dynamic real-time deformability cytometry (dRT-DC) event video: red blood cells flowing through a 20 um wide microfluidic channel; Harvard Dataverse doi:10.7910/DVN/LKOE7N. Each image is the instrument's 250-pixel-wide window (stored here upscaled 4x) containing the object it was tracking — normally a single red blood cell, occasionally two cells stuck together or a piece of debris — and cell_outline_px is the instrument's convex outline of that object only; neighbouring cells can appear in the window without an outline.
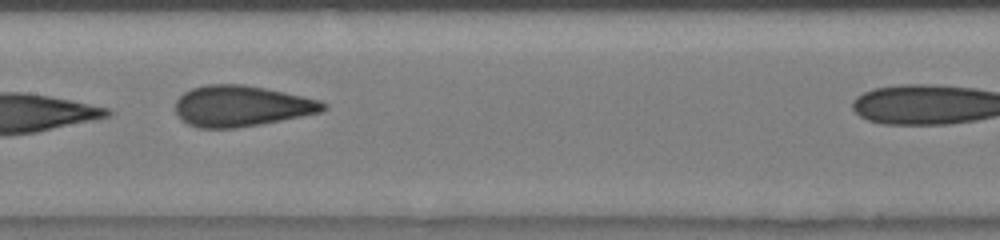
{"species": "human", "species_latin": "Homo sapiens", "temperature_condition": "room temperature", "stored_images_in_passage": 23, "camera_frame_rate_fps": 3000, "um_per_image_px": 0.085, "donor": {"sex": "male"}, "frame": {"image": 1, "passage_image": 17, "time_ms": 9.667, "image_size_px": [1000, 240], "cell_outline_px": [[328, 108], [320, 112], [260, 124], [236, 128], [200, 128], [188, 124], [180, 120], [176, 112], [176, 100], [184, 92], [192, 88], [204, 84], [244, 84], [284, 92], [320, 100], [328, 104]], "centroid_in_image_um": [20.5, 9.01], "position_along_channel_um": 186.9, "area_um2": 35.2}}